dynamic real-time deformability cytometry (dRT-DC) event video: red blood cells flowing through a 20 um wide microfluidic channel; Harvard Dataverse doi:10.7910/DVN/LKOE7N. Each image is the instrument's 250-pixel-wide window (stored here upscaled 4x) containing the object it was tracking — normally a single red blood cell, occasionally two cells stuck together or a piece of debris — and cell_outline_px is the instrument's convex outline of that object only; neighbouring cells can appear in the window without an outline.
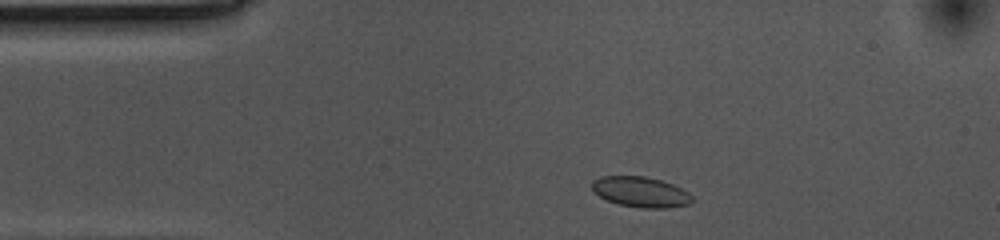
{"species": "common noctule bat (a hibernating species)", "species_latin": "Nyctalus noctula", "temperature_condition": "cold", "stored_images_in_passage": 38, "camera_frame_rate_fps": 3000, "um_per_image_px": 0.085, "animal": {"sex": "female", "body_mass_g": 10.0, "forearm_length_mm": 53.1}, "frame": {"image": 1, "passage_image": 3, "time_ms": 0.667, "image_size_px": [1000, 240], "cell_outline_px": [[692, 200], [688, 204], [668, 208], [640, 208], [616, 204], [592, 192], [592, 180], [600, 176], [644, 176], [660, 180], [672, 184], [688, 192], [692, 196]], "centroid_in_image_um": [54.41, 16.32], "position_along_channel_um": 30.6, "area_um2": 17.8}}
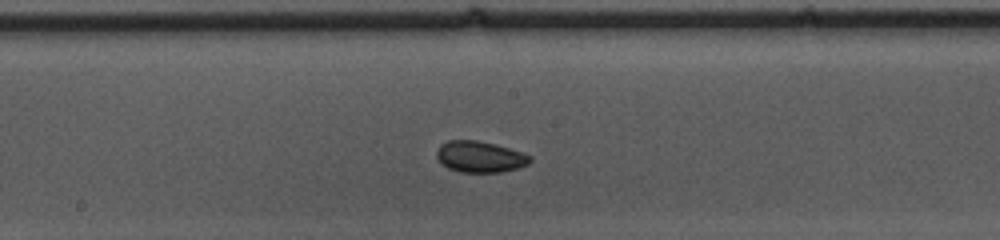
{"frame": {"image": 2, "passage_image": 21, "time_ms": 6.667, "image_size_px": [1000, 240], "cell_outline_px": [[532, 160], [528, 164], [520, 168], [500, 172], [460, 172], [448, 168], [436, 156], [436, 152], [440, 144], [448, 140], [476, 140], [496, 144], [532, 156]], "centroid_in_image_um": [40.81, 13.32], "position_along_channel_um": 207.4, "area_um2": 16.99}}
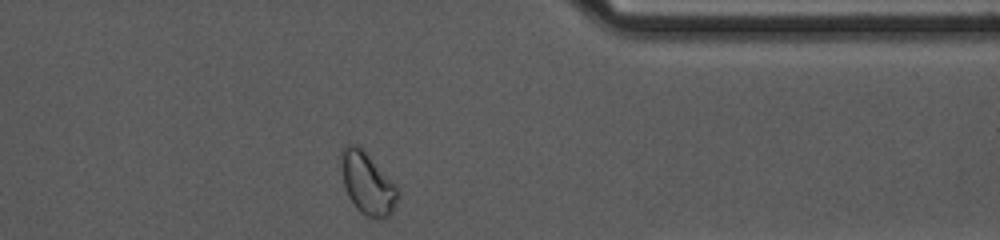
{"frame": {"image": 3, "passage_image": 37, "time_ms": 12.0, "image_size_px": [1000, 240], "cell_outline_px": [[400, 192], [392, 212], [384, 220], [368, 216], [360, 212], [356, 208], [348, 196], [344, 188], [340, 160], [340, 148], [344, 144], [356, 144], [400, 188]], "centroid_in_image_um": [31.22, 15.59], "position_along_channel_um": 380.2, "area_um2": 20.58}}